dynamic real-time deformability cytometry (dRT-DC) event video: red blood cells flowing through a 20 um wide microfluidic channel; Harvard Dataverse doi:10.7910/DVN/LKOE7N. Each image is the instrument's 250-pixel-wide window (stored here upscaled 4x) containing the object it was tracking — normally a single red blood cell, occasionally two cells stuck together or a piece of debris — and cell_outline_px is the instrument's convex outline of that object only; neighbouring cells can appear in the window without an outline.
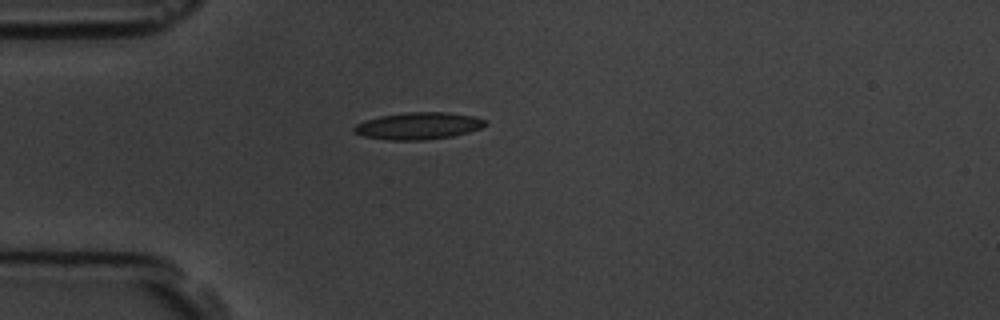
{"species": "common noctule bat (a hibernating species)", "species_latin": "Nyctalus noctula", "temperature_condition": "room temperature", "stored_images_in_passage": 2, "camera_frame_rate_fps": 3000, "um_per_image_px": 0.085, "animal": {"sex": "male", "body_mass_g": 19.5, "forearm_length_mm": 54.6}, "frame": {"image": 1, "passage_image": 1, "time_ms": 0.0, "image_size_px": [1000, 320], "cell_outline_px": [[488, 124], [480, 128], [468, 132], [452, 136], [424, 140], [384, 140], [364, 136], [352, 132], [352, 128], [356, 124], [364, 120], [380, 116], [408, 112], [448, 112], [476, 116], [488, 120]], "centroid_in_image_um": [35.56, 10.69], "position_along_channel_um": 49.4, "area_um2": 20.92}}